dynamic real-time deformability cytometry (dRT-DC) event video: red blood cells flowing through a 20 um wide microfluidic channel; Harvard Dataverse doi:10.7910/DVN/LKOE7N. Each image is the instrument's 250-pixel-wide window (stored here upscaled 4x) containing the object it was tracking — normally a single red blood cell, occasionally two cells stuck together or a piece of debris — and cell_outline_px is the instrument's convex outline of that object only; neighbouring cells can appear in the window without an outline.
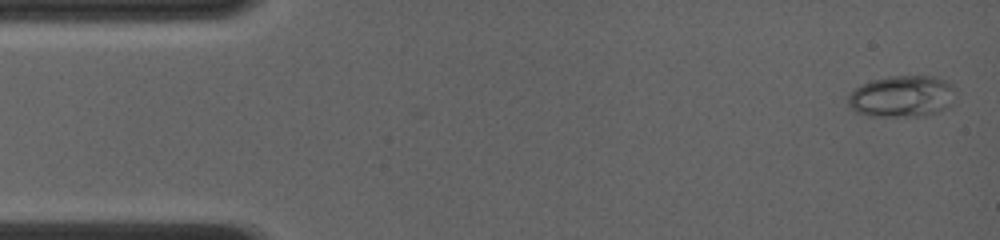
{"species": "common noctule bat (a hibernating species)", "species_latin": "Nyctalus noctula", "temperature_condition": "room temperature", "stored_images_in_passage": 59, "camera_frame_rate_fps": 4000, "um_per_image_px": 0.085, "animal": {"sex": "female", "body_mass_g": 19.0, "forearm_length_mm": 56.7}, "frame": {"image": 1, "passage_image": 1, "time_ms": 0.0, "image_size_px": [1000, 240], "cell_outline_px": [[952, 104], [936, 112], [924, 116], [868, 116], [856, 112], [848, 104], [848, 96], [856, 88], [872, 80], [888, 76], [936, 76], [948, 80], [952, 88]], "centroid_in_image_um": [76.66, 8.19], "position_along_channel_um": 8.3, "area_um2": 25.84}}
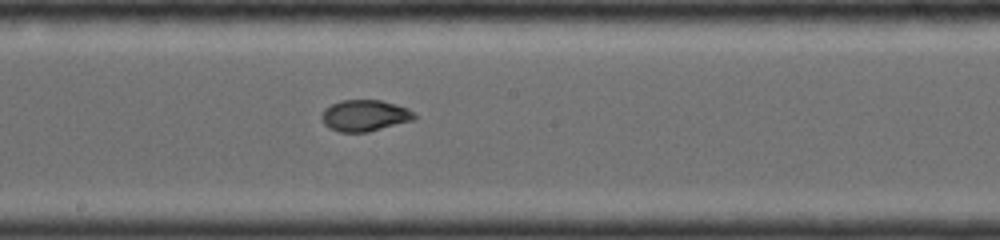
{"frame": {"image": 2, "passage_image": 32, "time_ms": 7.75, "image_size_px": [1000, 240], "cell_outline_px": [[416, 116], [412, 120], [368, 132], [340, 132], [328, 128], [320, 120], [320, 116], [324, 108], [340, 100], [380, 100], [396, 104], [408, 108]], "centroid_in_image_um": [30.94, 9.82], "position_along_channel_um": 217.3, "area_um2": 16.99}}
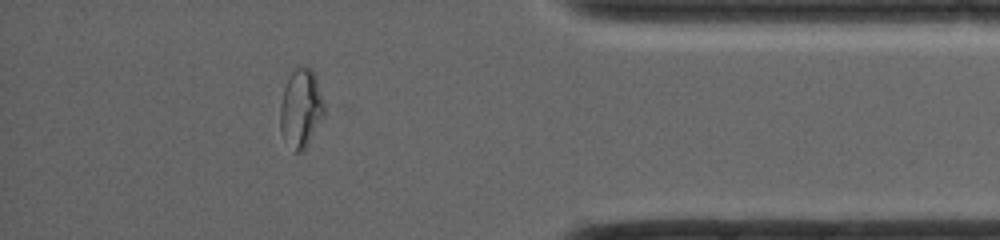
{"frame": {"image": 3, "passage_image": 52, "time_ms": 12.75, "image_size_px": [1000, 240], "cell_outline_px": [[324, 116], [304, 148], [300, 152], [292, 152], [280, 128], [280, 104], [284, 88], [288, 76], [296, 68], [312, 68], [316, 76], [324, 104]], "centroid_in_image_um": [25.57, 9.19], "position_along_channel_um": 409.6, "area_um2": 19.88}, "authors_computed_cell_mechanics": {"area_um2": 18.6694, "velocity_mm_per_s": 4.1945, "shape_relaxation_time_tau1_ms": null, "shape_relaxation_time_tau2_ms": 1.1465, "deformation_change_tau1": null, "deformation_change_tau2": 0.042}}